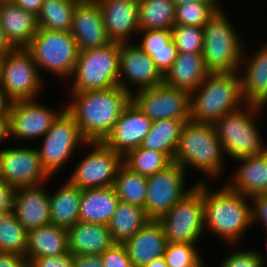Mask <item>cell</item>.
<instances>
[{
    "instance_id": "6da1fadb",
    "label": "cell",
    "mask_w": 267,
    "mask_h": 267,
    "mask_svg": "<svg viewBox=\"0 0 267 267\" xmlns=\"http://www.w3.org/2000/svg\"><path fill=\"white\" fill-rule=\"evenodd\" d=\"M70 93L72 98L65 103V110L87 142H103L132 100V95L120 86Z\"/></svg>"
},
{
    "instance_id": "7a4b0ae2",
    "label": "cell",
    "mask_w": 267,
    "mask_h": 267,
    "mask_svg": "<svg viewBox=\"0 0 267 267\" xmlns=\"http://www.w3.org/2000/svg\"><path fill=\"white\" fill-rule=\"evenodd\" d=\"M209 185L201 182L205 232L208 229V232L218 235L225 245L236 249L252 226L251 200L231 190L225 183L215 190Z\"/></svg>"
},
{
    "instance_id": "3957f363",
    "label": "cell",
    "mask_w": 267,
    "mask_h": 267,
    "mask_svg": "<svg viewBox=\"0 0 267 267\" xmlns=\"http://www.w3.org/2000/svg\"><path fill=\"white\" fill-rule=\"evenodd\" d=\"M224 157V151L213 124L191 120L184 124L173 162L186 171L187 168L192 167L205 174L202 177L206 176V179H200L199 182H211L224 175L226 167Z\"/></svg>"
},
{
    "instance_id": "277c9868",
    "label": "cell",
    "mask_w": 267,
    "mask_h": 267,
    "mask_svg": "<svg viewBox=\"0 0 267 267\" xmlns=\"http://www.w3.org/2000/svg\"><path fill=\"white\" fill-rule=\"evenodd\" d=\"M189 102L191 121L214 124L226 113L247 104L240 73H208L199 87L189 94Z\"/></svg>"
},
{
    "instance_id": "5b68a950",
    "label": "cell",
    "mask_w": 267,
    "mask_h": 267,
    "mask_svg": "<svg viewBox=\"0 0 267 267\" xmlns=\"http://www.w3.org/2000/svg\"><path fill=\"white\" fill-rule=\"evenodd\" d=\"M263 108L266 109L261 105L247 103L233 112L226 113L213 124L225 158L235 161L262 152L263 135L261 136L262 132L256 120L264 112Z\"/></svg>"
},
{
    "instance_id": "8992f818",
    "label": "cell",
    "mask_w": 267,
    "mask_h": 267,
    "mask_svg": "<svg viewBox=\"0 0 267 267\" xmlns=\"http://www.w3.org/2000/svg\"><path fill=\"white\" fill-rule=\"evenodd\" d=\"M221 7L203 28L202 56L208 73L239 72L245 41Z\"/></svg>"
},
{
    "instance_id": "52a82bcc",
    "label": "cell",
    "mask_w": 267,
    "mask_h": 267,
    "mask_svg": "<svg viewBox=\"0 0 267 267\" xmlns=\"http://www.w3.org/2000/svg\"><path fill=\"white\" fill-rule=\"evenodd\" d=\"M120 43L79 52L70 77L69 92L104 90L119 87Z\"/></svg>"
},
{
    "instance_id": "ba28073f",
    "label": "cell",
    "mask_w": 267,
    "mask_h": 267,
    "mask_svg": "<svg viewBox=\"0 0 267 267\" xmlns=\"http://www.w3.org/2000/svg\"><path fill=\"white\" fill-rule=\"evenodd\" d=\"M26 49L31 53L42 77L45 71L58 78V81L69 82L79 55L70 31L39 28Z\"/></svg>"
},
{
    "instance_id": "9c48e42d",
    "label": "cell",
    "mask_w": 267,
    "mask_h": 267,
    "mask_svg": "<svg viewBox=\"0 0 267 267\" xmlns=\"http://www.w3.org/2000/svg\"><path fill=\"white\" fill-rule=\"evenodd\" d=\"M45 79L26 48H15L1 62L0 90L11 103L21 100L41 99L46 87Z\"/></svg>"
},
{
    "instance_id": "30bf717a",
    "label": "cell",
    "mask_w": 267,
    "mask_h": 267,
    "mask_svg": "<svg viewBox=\"0 0 267 267\" xmlns=\"http://www.w3.org/2000/svg\"><path fill=\"white\" fill-rule=\"evenodd\" d=\"M36 146L42 167L51 177L65 166L78 148L83 149L87 141L81 135L74 118L64 110ZM82 147V148H81Z\"/></svg>"
},
{
    "instance_id": "8fae6325",
    "label": "cell",
    "mask_w": 267,
    "mask_h": 267,
    "mask_svg": "<svg viewBox=\"0 0 267 267\" xmlns=\"http://www.w3.org/2000/svg\"><path fill=\"white\" fill-rule=\"evenodd\" d=\"M168 243L198 244L205 233L201 182L158 220Z\"/></svg>"
},
{
    "instance_id": "7c38bea8",
    "label": "cell",
    "mask_w": 267,
    "mask_h": 267,
    "mask_svg": "<svg viewBox=\"0 0 267 267\" xmlns=\"http://www.w3.org/2000/svg\"><path fill=\"white\" fill-rule=\"evenodd\" d=\"M84 147L87 153L73 167L68 180L81 190L113 186L123 157L103 142H87Z\"/></svg>"
},
{
    "instance_id": "4fadbf2b",
    "label": "cell",
    "mask_w": 267,
    "mask_h": 267,
    "mask_svg": "<svg viewBox=\"0 0 267 267\" xmlns=\"http://www.w3.org/2000/svg\"><path fill=\"white\" fill-rule=\"evenodd\" d=\"M186 175L183 167L172 162L165 169L147 177L144 210L150 220H159L193 189L195 184L186 188Z\"/></svg>"
},
{
    "instance_id": "5bb4252c",
    "label": "cell",
    "mask_w": 267,
    "mask_h": 267,
    "mask_svg": "<svg viewBox=\"0 0 267 267\" xmlns=\"http://www.w3.org/2000/svg\"><path fill=\"white\" fill-rule=\"evenodd\" d=\"M15 145L0 149V175L2 181L19 188L49 183L48 173L42 167L36 148Z\"/></svg>"
},
{
    "instance_id": "9a60e30c",
    "label": "cell",
    "mask_w": 267,
    "mask_h": 267,
    "mask_svg": "<svg viewBox=\"0 0 267 267\" xmlns=\"http://www.w3.org/2000/svg\"><path fill=\"white\" fill-rule=\"evenodd\" d=\"M38 99L14 101L9 104L8 116L10 138L17 141L42 138L51 128L53 122L65 110L48 107ZM20 139V140H19Z\"/></svg>"
},
{
    "instance_id": "2e32d148",
    "label": "cell",
    "mask_w": 267,
    "mask_h": 267,
    "mask_svg": "<svg viewBox=\"0 0 267 267\" xmlns=\"http://www.w3.org/2000/svg\"><path fill=\"white\" fill-rule=\"evenodd\" d=\"M132 101L152 121L190 120L189 93L164 82L133 92Z\"/></svg>"
},
{
    "instance_id": "e0dca14e",
    "label": "cell",
    "mask_w": 267,
    "mask_h": 267,
    "mask_svg": "<svg viewBox=\"0 0 267 267\" xmlns=\"http://www.w3.org/2000/svg\"><path fill=\"white\" fill-rule=\"evenodd\" d=\"M163 83V75L151 56L130 41L120 43L119 86L131 95L133 91L151 88ZM133 86V87H132ZM136 87L135 90H133Z\"/></svg>"
},
{
    "instance_id": "ac0fdd59",
    "label": "cell",
    "mask_w": 267,
    "mask_h": 267,
    "mask_svg": "<svg viewBox=\"0 0 267 267\" xmlns=\"http://www.w3.org/2000/svg\"><path fill=\"white\" fill-rule=\"evenodd\" d=\"M151 124L152 120L131 100L103 143L124 157L129 151L141 146Z\"/></svg>"
},
{
    "instance_id": "d6986e66",
    "label": "cell",
    "mask_w": 267,
    "mask_h": 267,
    "mask_svg": "<svg viewBox=\"0 0 267 267\" xmlns=\"http://www.w3.org/2000/svg\"><path fill=\"white\" fill-rule=\"evenodd\" d=\"M71 35L79 52L111 43L97 0H79L72 16Z\"/></svg>"
},
{
    "instance_id": "ffe728a7",
    "label": "cell",
    "mask_w": 267,
    "mask_h": 267,
    "mask_svg": "<svg viewBox=\"0 0 267 267\" xmlns=\"http://www.w3.org/2000/svg\"><path fill=\"white\" fill-rule=\"evenodd\" d=\"M45 184L15 188L13 213L28 232L51 223L50 198Z\"/></svg>"
},
{
    "instance_id": "44dd1931",
    "label": "cell",
    "mask_w": 267,
    "mask_h": 267,
    "mask_svg": "<svg viewBox=\"0 0 267 267\" xmlns=\"http://www.w3.org/2000/svg\"><path fill=\"white\" fill-rule=\"evenodd\" d=\"M97 3L111 42L128 43L132 35L139 33V3L135 0H97Z\"/></svg>"
},
{
    "instance_id": "7402d4cb",
    "label": "cell",
    "mask_w": 267,
    "mask_h": 267,
    "mask_svg": "<svg viewBox=\"0 0 267 267\" xmlns=\"http://www.w3.org/2000/svg\"><path fill=\"white\" fill-rule=\"evenodd\" d=\"M246 45L239 69L244 99L247 103L267 107V42L249 56Z\"/></svg>"
},
{
    "instance_id": "603a6c76",
    "label": "cell",
    "mask_w": 267,
    "mask_h": 267,
    "mask_svg": "<svg viewBox=\"0 0 267 267\" xmlns=\"http://www.w3.org/2000/svg\"><path fill=\"white\" fill-rule=\"evenodd\" d=\"M167 243L162 224L158 220H149L123 244L133 265L143 267L164 256Z\"/></svg>"
},
{
    "instance_id": "cb8c5ba5",
    "label": "cell",
    "mask_w": 267,
    "mask_h": 267,
    "mask_svg": "<svg viewBox=\"0 0 267 267\" xmlns=\"http://www.w3.org/2000/svg\"><path fill=\"white\" fill-rule=\"evenodd\" d=\"M235 161L241 164L225 184L231 190L249 198L267 194V164L263 156L257 154Z\"/></svg>"
},
{
    "instance_id": "d4e9b609",
    "label": "cell",
    "mask_w": 267,
    "mask_h": 267,
    "mask_svg": "<svg viewBox=\"0 0 267 267\" xmlns=\"http://www.w3.org/2000/svg\"><path fill=\"white\" fill-rule=\"evenodd\" d=\"M67 240L73 255H101L115 243L108 225L81 221L67 230Z\"/></svg>"
},
{
    "instance_id": "484cf974",
    "label": "cell",
    "mask_w": 267,
    "mask_h": 267,
    "mask_svg": "<svg viewBox=\"0 0 267 267\" xmlns=\"http://www.w3.org/2000/svg\"><path fill=\"white\" fill-rule=\"evenodd\" d=\"M0 20L15 48H26L39 30L37 15L15 4L0 5Z\"/></svg>"
},
{
    "instance_id": "4316f807",
    "label": "cell",
    "mask_w": 267,
    "mask_h": 267,
    "mask_svg": "<svg viewBox=\"0 0 267 267\" xmlns=\"http://www.w3.org/2000/svg\"><path fill=\"white\" fill-rule=\"evenodd\" d=\"M119 201L113 186L81 190L79 221L108 225Z\"/></svg>"
},
{
    "instance_id": "83f0119b",
    "label": "cell",
    "mask_w": 267,
    "mask_h": 267,
    "mask_svg": "<svg viewBox=\"0 0 267 267\" xmlns=\"http://www.w3.org/2000/svg\"><path fill=\"white\" fill-rule=\"evenodd\" d=\"M207 74L201 53L178 52L176 60L163 76V82L190 94Z\"/></svg>"
},
{
    "instance_id": "f1b7e54d",
    "label": "cell",
    "mask_w": 267,
    "mask_h": 267,
    "mask_svg": "<svg viewBox=\"0 0 267 267\" xmlns=\"http://www.w3.org/2000/svg\"><path fill=\"white\" fill-rule=\"evenodd\" d=\"M60 186L49 191L51 224L68 230L79 221L81 189L68 179Z\"/></svg>"
},
{
    "instance_id": "f546056e",
    "label": "cell",
    "mask_w": 267,
    "mask_h": 267,
    "mask_svg": "<svg viewBox=\"0 0 267 267\" xmlns=\"http://www.w3.org/2000/svg\"><path fill=\"white\" fill-rule=\"evenodd\" d=\"M68 252L67 229L54 224L40 226L28 232L26 259L62 255Z\"/></svg>"
},
{
    "instance_id": "4dcf8cb0",
    "label": "cell",
    "mask_w": 267,
    "mask_h": 267,
    "mask_svg": "<svg viewBox=\"0 0 267 267\" xmlns=\"http://www.w3.org/2000/svg\"><path fill=\"white\" fill-rule=\"evenodd\" d=\"M138 44L141 49L151 56L156 68L164 76L177 58L178 50L175 46L171 30H140Z\"/></svg>"
},
{
    "instance_id": "1f68e13d",
    "label": "cell",
    "mask_w": 267,
    "mask_h": 267,
    "mask_svg": "<svg viewBox=\"0 0 267 267\" xmlns=\"http://www.w3.org/2000/svg\"><path fill=\"white\" fill-rule=\"evenodd\" d=\"M189 120L163 119L152 121L150 131L142 141L141 147L164 153L172 162L181 130Z\"/></svg>"
},
{
    "instance_id": "d6a6232c",
    "label": "cell",
    "mask_w": 267,
    "mask_h": 267,
    "mask_svg": "<svg viewBox=\"0 0 267 267\" xmlns=\"http://www.w3.org/2000/svg\"><path fill=\"white\" fill-rule=\"evenodd\" d=\"M149 220L144 208L119 201L108 228L115 243H124Z\"/></svg>"
},
{
    "instance_id": "836d02e7",
    "label": "cell",
    "mask_w": 267,
    "mask_h": 267,
    "mask_svg": "<svg viewBox=\"0 0 267 267\" xmlns=\"http://www.w3.org/2000/svg\"><path fill=\"white\" fill-rule=\"evenodd\" d=\"M176 4L172 0H145L138 5L139 30H172Z\"/></svg>"
},
{
    "instance_id": "e575fe53",
    "label": "cell",
    "mask_w": 267,
    "mask_h": 267,
    "mask_svg": "<svg viewBox=\"0 0 267 267\" xmlns=\"http://www.w3.org/2000/svg\"><path fill=\"white\" fill-rule=\"evenodd\" d=\"M79 0H44L37 15L39 28L71 31L76 3Z\"/></svg>"
},
{
    "instance_id": "d590c367",
    "label": "cell",
    "mask_w": 267,
    "mask_h": 267,
    "mask_svg": "<svg viewBox=\"0 0 267 267\" xmlns=\"http://www.w3.org/2000/svg\"><path fill=\"white\" fill-rule=\"evenodd\" d=\"M119 200L144 208L147 193V177L131 171L122 164L113 185Z\"/></svg>"
},
{
    "instance_id": "8d00e7d4",
    "label": "cell",
    "mask_w": 267,
    "mask_h": 267,
    "mask_svg": "<svg viewBox=\"0 0 267 267\" xmlns=\"http://www.w3.org/2000/svg\"><path fill=\"white\" fill-rule=\"evenodd\" d=\"M172 161L162 152L143 147L129 151L123 157V164L131 171L149 177L169 166Z\"/></svg>"
},
{
    "instance_id": "74e56055",
    "label": "cell",
    "mask_w": 267,
    "mask_h": 267,
    "mask_svg": "<svg viewBox=\"0 0 267 267\" xmlns=\"http://www.w3.org/2000/svg\"><path fill=\"white\" fill-rule=\"evenodd\" d=\"M28 231L16 219L13 212L0 215V252L25 256Z\"/></svg>"
},
{
    "instance_id": "f35d334b",
    "label": "cell",
    "mask_w": 267,
    "mask_h": 267,
    "mask_svg": "<svg viewBox=\"0 0 267 267\" xmlns=\"http://www.w3.org/2000/svg\"><path fill=\"white\" fill-rule=\"evenodd\" d=\"M221 7L220 1H196L176 5L175 25L203 27Z\"/></svg>"
},
{
    "instance_id": "ab89813d",
    "label": "cell",
    "mask_w": 267,
    "mask_h": 267,
    "mask_svg": "<svg viewBox=\"0 0 267 267\" xmlns=\"http://www.w3.org/2000/svg\"><path fill=\"white\" fill-rule=\"evenodd\" d=\"M171 31L178 52L202 53V47H203L202 27L175 25Z\"/></svg>"
},
{
    "instance_id": "60d3db41",
    "label": "cell",
    "mask_w": 267,
    "mask_h": 267,
    "mask_svg": "<svg viewBox=\"0 0 267 267\" xmlns=\"http://www.w3.org/2000/svg\"><path fill=\"white\" fill-rule=\"evenodd\" d=\"M198 247V244L167 243L164 258L168 267L192 264L201 255Z\"/></svg>"
},
{
    "instance_id": "b9f144b4",
    "label": "cell",
    "mask_w": 267,
    "mask_h": 267,
    "mask_svg": "<svg viewBox=\"0 0 267 267\" xmlns=\"http://www.w3.org/2000/svg\"><path fill=\"white\" fill-rule=\"evenodd\" d=\"M233 250L220 262V267H266L267 259L258 249ZM239 250V251H238Z\"/></svg>"
},
{
    "instance_id": "7bdbcfd3",
    "label": "cell",
    "mask_w": 267,
    "mask_h": 267,
    "mask_svg": "<svg viewBox=\"0 0 267 267\" xmlns=\"http://www.w3.org/2000/svg\"><path fill=\"white\" fill-rule=\"evenodd\" d=\"M104 267H135L123 243H114L101 254Z\"/></svg>"
},
{
    "instance_id": "ee69618b",
    "label": "cell",
    "mask_w": 267,
    "mask_h": 267,
    "mask_svg": "<svg viewBox=\"0 0 267 267\" xmlns=\"http://www.w3.org/2000/svg\"><path fill=\"white\" fill-rule=\"evenodd\" d=\"M28 267H74V255L68 251L62 255L32 258Z\"/></svg>"
},
{
    "instance_id": "f6af8a7d",
    "label": "cell",
    "mask_w": 267,
    "mask_h": 267,
    "mask_svg": "<svg viewBox=\"0 0 267 267\" xmlns=\"http://www.w3.org/2000/svg\"><path fill=\"white\" fill-rule=\"evenodd\" d=\"M252 226L261 223L267 234V194H260L250 198Z\"/></svg>"
},
{
    "instance_id": "bcb514c9",
    "label": "cell",
    "mask_w": 267,
    "mask_h": 267,
    "mask_svg": "<svg viewBox=\"0 0 267 267\" xmlns=\"http://www.w3.org/2000/svg\"><path fill=\"white\" fill-rule=\"evenodd\" d=\"M15 188L4 181L0 183V215L13 212Z\"/></svg>"
},
{
    "instance_id": "7dc6e473",
    "label": "cell",
    "mask_w": 267,
    "mask_h": 267,
    "mask_svg": "<svg viewBox=\"0 0 267 267\" xmlns=\"http://www.w3.org/2000/svg\"><path fill=\"white\" fill-rule=\"evenodd\" d=\"M0 267H28L26 256L0 252Z\"/></svg>"
},
{
    "instance_id": "c3c4849f",
    "label": "cell",
    "mask_w": 267,
    "mask_h": 267,
    "mask_svg": "<svg viewBox=\"0 0 267 267\" xmlns=\"http://www.w3.org/2000/svg\"><path fill=\"white\" fill-rule=\"evenodd\" d=\"M74 267H104L101 255H74Z\"/></svg>"
},
{
    "instance_id": "681fc988",
    "label": "cell",
    "mask_w": 267,
    "mask_h": 267,
    "mask_svg": "<svg viewBox=\"0 0 267 267\" xmlns=\"http://www.w3.org/2000/svg\"><path fill=\"white\" fill-rule=\"evenodd\" d=\"M44 0H16L15 5L38 15Z\"/></svg>"
},
{
    "instance_id": "f907efd6",
    "label": "cell",
    "mask_w": 267,
    "mask_h": 267,
    "mask_svg": "<svg viewBox=\"0 0 267 267\" xmlns=\"http://www.w3.org/2000/svg\"><path fill=\"white\" fill-rule=\"evenodd\" d=\"M14 49L15 47L8 40L0 20V56H5L9 52H12Z\"/></svg>"
},
{
    "instance_id": "816d5d0a",
    "label": "cell",
    "mask_w": 267,
    "mask_h": 267,
    "mask_svg": "<svg viewBox=\"0 0 267 267\" xmlns=\"http://www.w3.org/2000/svg\"><path fill=\"white\" fill-rule=\"evenodd\" d=\"M10 139L9 116L0 117V143ZM0 148L1 144H0Z\"/></svg>"
},
{
    "instance_id": "f5cc1de1",
    "label": "cell",
    "mask_w": 267,
    "mask_h": 267,
    "mask_svg": "<svg viewBox=\"0 0 267 267\" xmlns=\"http://www.w3.org/2000/svg\"><path fill=\"white\" fill-rule=\"evenodd\" d=\"M10 102L6 99L3 92L0 90V117L8 116V107Z\"/></svg>"
},
{
    "instance_id": "db71d44e",
    "label": "cell",
    "mask_w": 267,
    "mask_h": 267,
    "mask_svg": "<svg viewBox=\"0 0 267 267\" xmlns=\"http://www.w3.org/2000/svg\"><path fill=\"white\" fill-rule=\"evenodd\" d=\"M143 267H168L164 256L156 258Z\"/></svg>"
},
{
    "instance_id": "11a10c76",
    "label": "cell",
    "mask_w": 267,
    "mask_h": 267,
    "mask_svg": "<svg viewBox=\"0 0 267 267\" xmlns=\"http://www.w3.org/2000/svg\"><path fill=\"white\" fill-rule=\"evenodd\" d=\"M203 254H201L192 264H188V265H185V266H182V267H206L205 263L203 262V258L202 257Z\"/></svg>"
},
{
    "instance_id": "9f6ffc18",
    "label": "cell",
    "mask_w": 267,
    "mask_h": 267,
    "mask_svg": "<svg viewBox=\"0 0 267 267\" xmlns=\"http://www.w3.org/2000/svg\"><path fill=\"white\" fill-rule=\"evenodd\" d=\"M176 5H180L186 2H196V1H220V0H172Z\"/></svg>"
},
{
    "instance_id": "6f0895ef",
    "label": "cell",
    "mask_w": 267,
    "mask_h": 267,
    "mask_svg": "<svg viewBox=\"0 0 267 267\" xmlns=\"http://www.w3.org/2000/svg\"><path fill=\"white\" fill-rule=\"evenodd\" d=\"M266 144H267V142L264 143L262 152L260 154L263 156V158L265 159V162L267 164V145Z\"/></svg>"
},
{
    "instance_id": "680465c9",
    "label": "cell",
    "mask_w": 267,
    "mask_h": 267,
    "mask_svg": "<svg viewBox=\"0 0 267 267\" xmlns=\"http://www.w3.org/2000/svg\"><path fill=\"white\" fill-rule=\"evenodd\" d=\"M16 0H0V5L2 4H14Z\"/></svg>"
},
{
    "instance_id": "91938a15",
    "label": "cell",
    "mask_w": 267,
    "mask_h": 267,
    "mask_svg": "<svg viewBox=\"0 0 267 267\" xmlns=\"http://www.w3.org/2000/svg\"><path fill=\"white\" fill-rule=\"evenodd\" d=\"M1 62H2V57L0 56V80H1Z\"/></svg>"
},
{
    "instance_id": "94428289",
    "label": "cell",
    "mask_w": 267,
    "mask_h": 267,
    "mask_svg": "<svg viewBox=\"0 0 267 267\" xmlns=\"http://www.w3.org/2000/svg\"><path fill=\"white\" fill-rule=\"evenodd\" d=\"M137 3H140V2H142V1H145V0H135Z\"/></svg>"
}]
</instances>
